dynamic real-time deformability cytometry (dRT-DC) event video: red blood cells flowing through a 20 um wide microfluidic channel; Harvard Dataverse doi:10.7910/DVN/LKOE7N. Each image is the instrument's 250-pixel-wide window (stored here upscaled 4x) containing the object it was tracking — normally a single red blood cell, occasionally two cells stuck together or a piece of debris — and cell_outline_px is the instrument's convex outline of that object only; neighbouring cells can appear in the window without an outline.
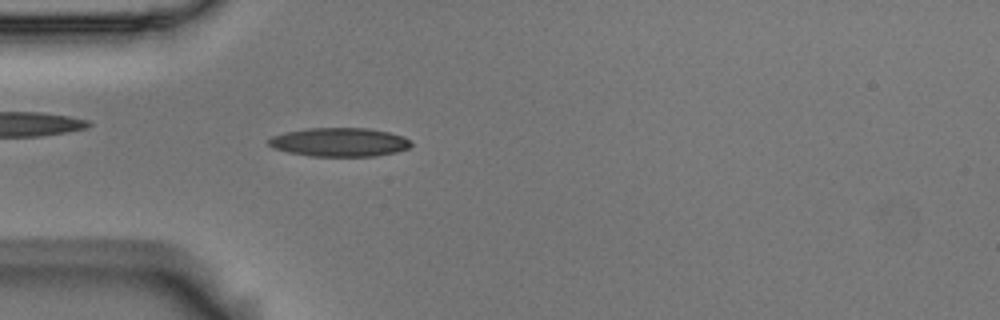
{"species": "Egyptian fruit bat (a non-hibernating species)", "species_latin": "Rousettus aegyptiacus", "temperature_condition": "room temperature", "stored_images_in_passage": 3, "camera_frame_rate_fps": 3000, "um_per_image_px": 0.085, "animal": {"sex": "male"}, "frame": {"image": 1, "passage_image": 3, "time_ms": 0.667, "image_size_px": [1000, 320], "cell_outline_px": [[412, 144], [408, 148], [396, 152], [376, 156], [312, 156], [288, 152], [272, 148], [268, 144], [268, 140], [272, 136], [284, 132], [308, 128], [368, 128], [388, 132], [404, 136], [412, 140]], "centroid_in_image_um": [28.86, 12.08], "position_along_channel_um": 56.1, "area_um2": 23.99}}